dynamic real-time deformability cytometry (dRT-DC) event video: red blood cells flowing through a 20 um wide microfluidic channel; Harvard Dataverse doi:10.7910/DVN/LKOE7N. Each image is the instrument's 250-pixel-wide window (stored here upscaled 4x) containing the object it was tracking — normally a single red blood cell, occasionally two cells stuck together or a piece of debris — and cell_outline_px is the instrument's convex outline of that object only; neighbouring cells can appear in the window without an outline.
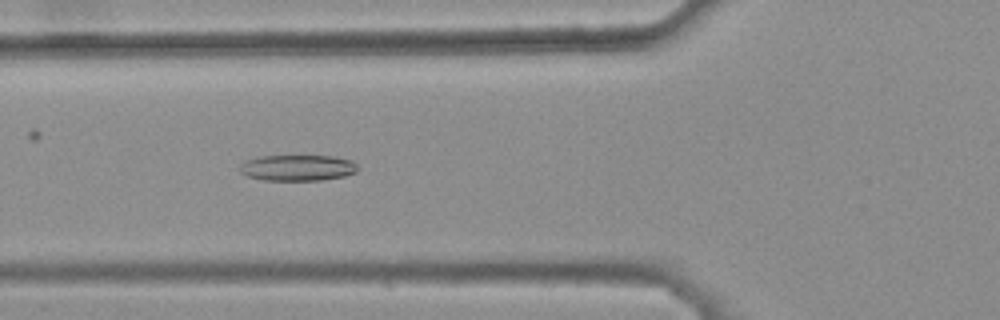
{"species": "common noctule bat (a hibernating species)", "species_latin": "Nyctalus noctula", "temperature_condition": "warm", "stored_images_in_passage": 46, "camera_frame_rate_fps": 3000, "um_per_image_px": 0.085, "animal": {"sex": "female", "body_mass_g": 25.1}, "frame": {"image": 1, "passage_image": 19, "time_ms": 6.0, "image_size_px": [1000, 320], "cell_outline_px": [[356, 172], [344, 176], [320, 180], [264, 180], [248, 176], [240, 172], [240, 164], [244, 160], [260, 156], [332, 156], [352, 160], [356, 164]], "centroid_in_image_um": [25.26, 14.25], "position_along_channel_um": 100.5, "area_um2": 17.8}}
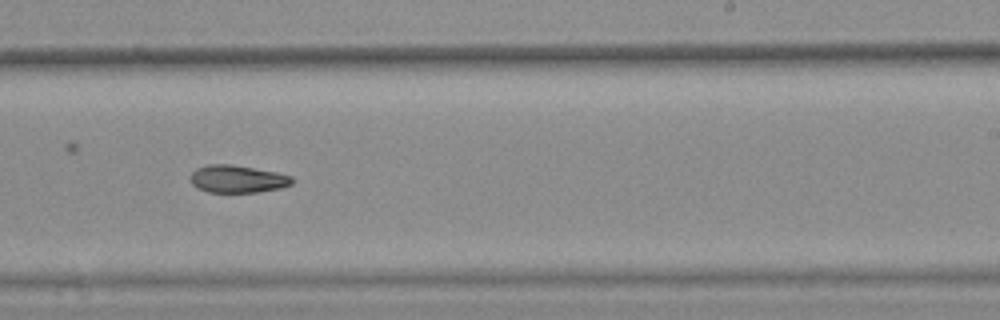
{"frame": {"image": 2, "passage_image": 32, "time_ms": 10.333, "image_size_px": [1000, 320], "cell_outline_px": [[292, 184], [280, 188], [256, 192], [208, 192], [196, 188], [192, 184], [192, 172], [196, 168], [208, 164], [228, 164], [276, 172], [292, 176]], "centroid_in_image_um": [20.17, 15.21], "position_along_channel_um": 268.8, "area_um2": 16.13}}
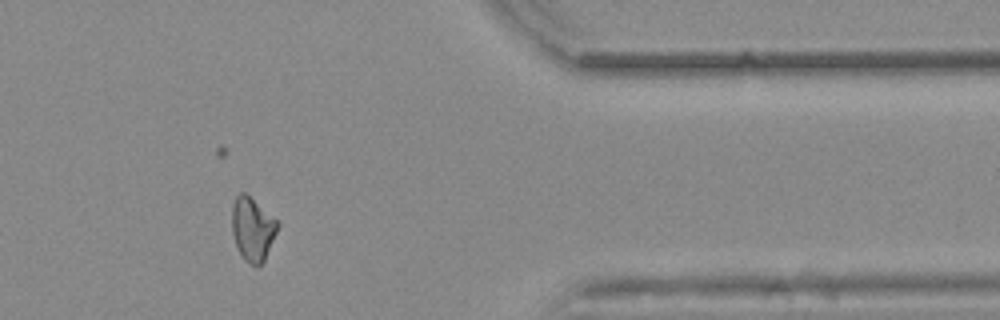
{"frame": {"image": 3, "passage_image": 43, "time_ms": 14.0, "image_size_px": [1000, 320], "cell_outline_px": [[280, 224], [264, 260], [256, 268], [244, 260], [236, 244], [232, 232], [232, 208], [236, 196], [240, 192], [244, 192], [276, 220]], "centroid_in_image_um": [21.46, 19.49], "position_along_channel_um": 389.9, "area_um2": 16.53}}